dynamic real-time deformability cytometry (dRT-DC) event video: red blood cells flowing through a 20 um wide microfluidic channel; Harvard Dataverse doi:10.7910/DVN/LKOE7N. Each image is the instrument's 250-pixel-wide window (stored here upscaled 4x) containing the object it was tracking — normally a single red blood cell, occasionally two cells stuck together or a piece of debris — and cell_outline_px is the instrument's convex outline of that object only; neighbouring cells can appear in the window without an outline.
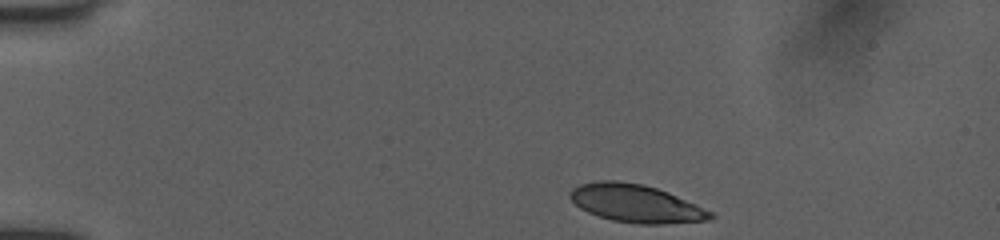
{"species": "human", "species_latin": "Homo sapiens", "temperature_condition": "room temperature", "stored_images_in_passage": 7, "camera_frame_rate_fps": 3000, "um_per_image_px": 0.085, "donor": {"sex": "female"}, "frame": {"image": 1, "passage_image": 1, "time_ms": 0.0, "image_size_px": [1000, 240], "cell_outline_px": [[716, 216], [708, 220], [664, 224], [640, 224], [612, 220], [588, 212], [580, 208], [568, 196], [568, 192], [572, 188], [580, 184], [596, 180], [620, 180], [644, 184], [668, 192], [696, 204], [712, 212]], "centroid_in_image_um": [54.03, 17.28], "position_along_channel_um": 31.0, "area_um2": 31.1}}
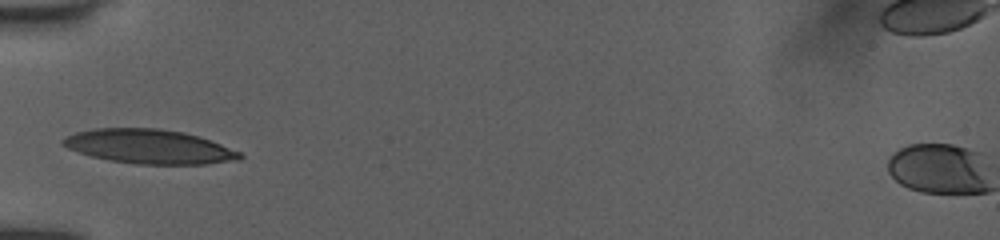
{"frame": {"image": 2, "passage_image": 6, "time_ms": 3.0, "image_size_px": [1000, 240], "cell_outline_px": [[244, 156], [240, 160], [208, 164], [136, 164], [108, 160], [92, 156], [68, 148], [60, 144], [60, 140], [64, 136], [76, 132], [96, 128], [160, 128], [184, 132], [200, 136], [244, 152]], "centroid_in_image_um": [12.73, 12.45], "position_along_channel_um": 72.3, "area_um2": 35.78}}